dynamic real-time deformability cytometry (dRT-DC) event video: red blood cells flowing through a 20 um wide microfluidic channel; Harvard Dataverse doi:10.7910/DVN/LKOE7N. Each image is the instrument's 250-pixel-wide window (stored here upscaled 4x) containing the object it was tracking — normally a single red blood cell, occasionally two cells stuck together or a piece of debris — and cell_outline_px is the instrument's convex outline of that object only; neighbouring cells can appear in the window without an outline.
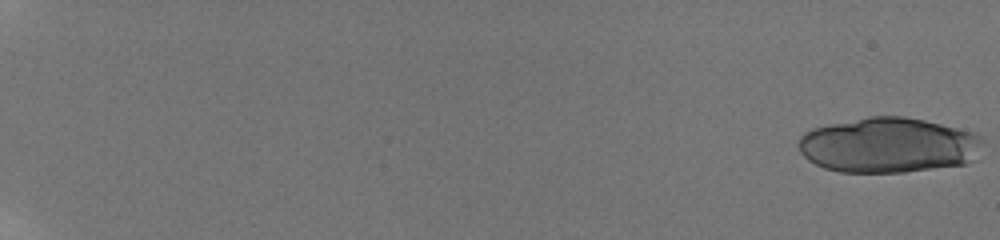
{"species": "human", "species_latin": "Homo sapiens", "temperature_condition": "room temperature", "stored_images_in_passage": 26, "camera_frame_rate_fps": 3000, "um_per_image_px": 0.085, "donor": {"sex": "male"}, "frame": {"image": 1, "passage_image": 1, "time_ms": 0.0, "image_size_px": [1000, 240], "cell_outline_px": [[984, 144], [964, 164], [904, 172], [840, 172], [824, 168], [808, 160], [800, 152], [800, 136], [804, 132], [812, 128], [868, 116], [904, 116], [924, 120], [972, 132], [980, 136], [984, 140]], "centroid_in_image_um": [75.47, 12.33], "position_along_channel_um": 9.5, "area_um2": 58.84}}